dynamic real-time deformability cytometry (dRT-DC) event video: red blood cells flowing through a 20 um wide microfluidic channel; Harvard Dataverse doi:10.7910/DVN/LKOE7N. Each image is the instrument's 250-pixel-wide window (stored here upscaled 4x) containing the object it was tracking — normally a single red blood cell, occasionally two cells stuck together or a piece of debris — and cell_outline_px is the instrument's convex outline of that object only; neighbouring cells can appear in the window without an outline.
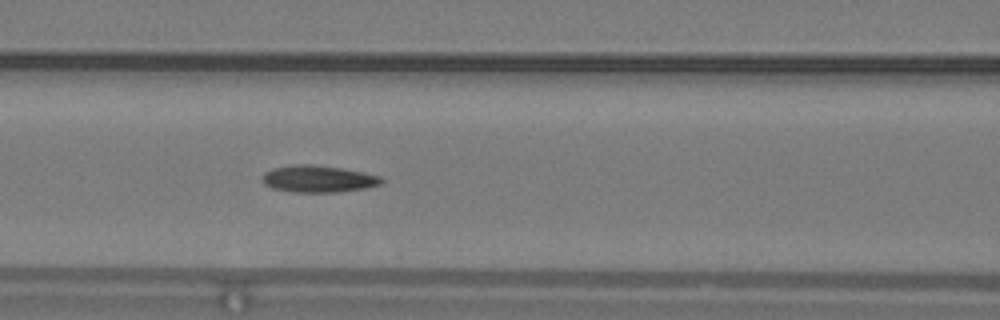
{"species": "common noctule bat (a hibernating species)", "species_latin": "Nyctalus noctula", "temperature_condition": "warm", "stored_images_in_passage": 33, "camera_frame_rate_fps": 3000, "um_per_image_px": 0.085, "animal": {"sex": "male", "body_mass_g": 19.2, "forearm_length_mm": 51.8}, "frame": {"image": 1, "passage_image": 10, "time_ms": 3.0, "image_size_px": [1000, 320], "cell_outline_px": [[384, 180], [380, 184], [364, 188], [336, 192], [292, 192], [272, 188], [264, 184], [264, 172], [272, 168], [292, 164], [316, 164], [364, 172], [380, 176]], "centroid_in_image_um": [27.04, 15.19], "position_along_channel_um": 139.6, "area_um2": 18.67}, "authors_computed_cell_mechanics": {"area_um2": 18.4382, "velocity_mm_per_s": 4.2434, "shape_relaxation_time_tau1_ms": null, "shape_relaxation_time_tau2_ms": 4.2835, "deformation_change_tau1": null, "deformation_change_tau2": 0.1315}}